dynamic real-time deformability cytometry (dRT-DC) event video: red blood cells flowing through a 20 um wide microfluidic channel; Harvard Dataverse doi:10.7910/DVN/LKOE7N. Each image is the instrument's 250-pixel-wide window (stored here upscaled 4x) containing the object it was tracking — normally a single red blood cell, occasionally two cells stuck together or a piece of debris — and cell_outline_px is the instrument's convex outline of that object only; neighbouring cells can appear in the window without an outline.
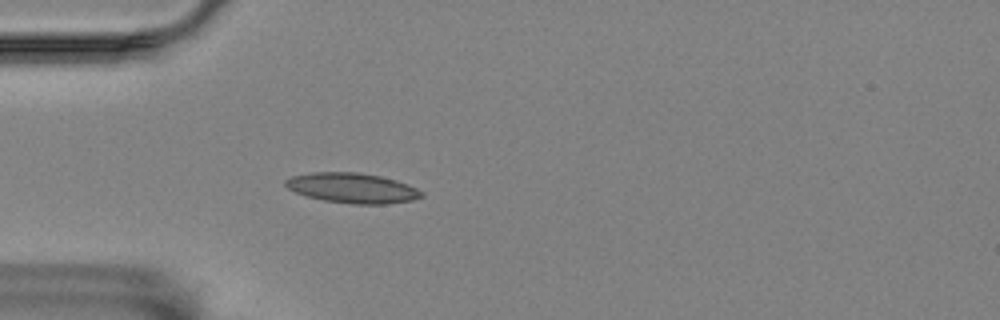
{"species": "Egyptian fruit bat (a non-hibernating species)", "species_latin": "Rousettus aegyptiacus", "temperature_condition": "room temperature", "stored_images_in_passage": 5, "camera_frame_rate_fps": 3000, "um_per_image_px": 0.085, "animal": {"sex": "female"}, "frame": {"image": 1, "passage_image": 5, "time_ms": 4.667, "image_size_px": [1000, 320], "cell_outline_px": [[424, 196], [412, 200], [384, 204], [352, 204], [324, 200], [308, 196], [296, 192], [288, 188], [284, 184], [284, 180], [292, 176], [312, 172], [360, 172], [380, 176], [396, 180], [408, 184], [424, 192]], "centroid_in_image_um": [29.96, 15.97], "position_along_channel_um": 55.0, "area_um2": 23.81}}